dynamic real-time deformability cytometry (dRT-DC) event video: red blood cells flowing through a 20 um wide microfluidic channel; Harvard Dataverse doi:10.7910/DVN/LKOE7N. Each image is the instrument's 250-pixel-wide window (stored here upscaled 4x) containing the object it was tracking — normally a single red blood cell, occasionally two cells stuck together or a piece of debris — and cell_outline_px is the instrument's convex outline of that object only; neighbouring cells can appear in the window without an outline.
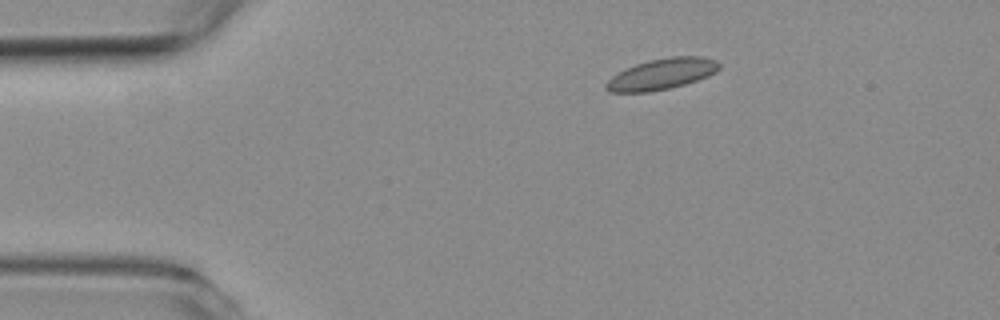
{"species": "common noctule bat (a hibernating species)", "species_latin": "Nyctalus noctula", "temperature_condition": "room temperature", "stored_images_in_passage": 5, "camera_frame_rate_fps": 3000, "um_per_image_px": 0.085, "animal": {"sex": "female", "body_mass_g": 19.3, "forearm_length_mm": 54.1}, "frame": {"image": 1, "passage_image": 2, "time_ms": 1.333, "image_size_px": [1000, 320], "cell_outline_px": [[720, 68], [716, 72], [708, 76], [684, 84], [668, 88], [648, 92], [608, 92], [604, 88], [604, 84], [612, 76], [624, 68], [648, 60], [672, 56], [704, 56], [716, 60], [720, 64]], "centroid_in_image_um": [56.23, 6.28], "position_along_channel_um": 28.8, "area_um2": 20.52}}
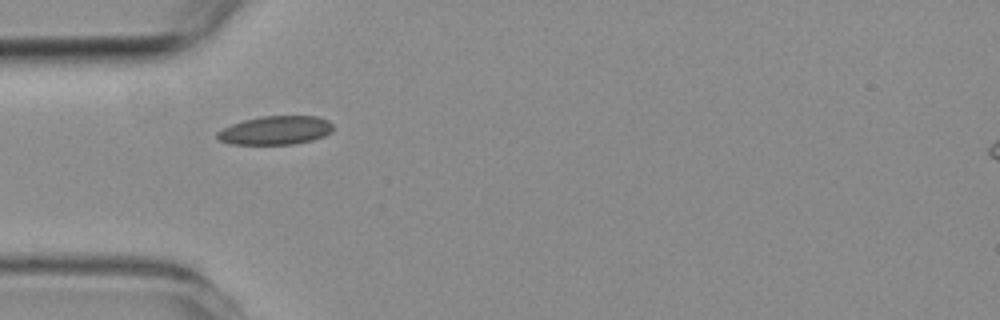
{"frame": {"image": 2, "passage_image": 4, "time_ms": 3.667, "image_size_px": [1000, 320], "cell_outline_px": [[332, 132], [324, 136], [312, 140], [292, 144], [232, 144], [220, 140], [216, 136], [216, 132], [232, 124], [244, 120], [260, 116], [316, 116], [328, 120], [332, 124]], "centroid_in_image_um": [23.43, 11.07], "position_along_channel_um": 61.6, "area_um2": 19.25}}
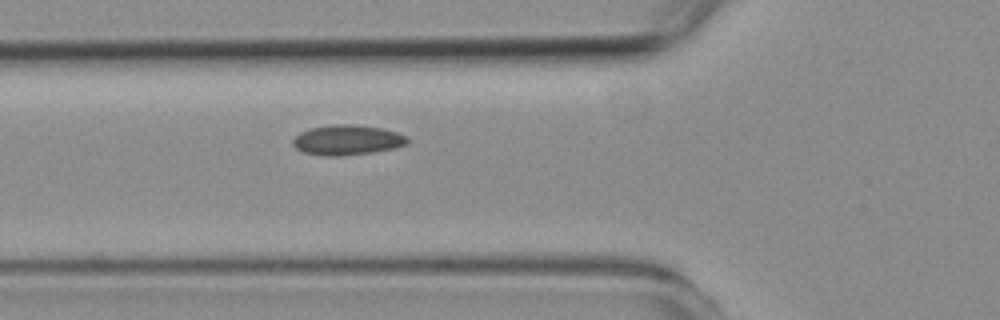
{"frame": {"image": 3, "passage_image": 5, "time_ms": 4.667, "image_size_px": [1000, 320], "cell_outline_px": [[408, 144], [396, 148], [372, 152], [336, 156], [328, 156], [304, 152], [296, 148], [292, 144], [292, 140], [300, 132], [312, 128], [336, 124], [352, 124], [384, 128], [408, 136]], "centroid_in_image_um": [29.55, 11.89], "position_along_channel_um": 96.2, "area_um2": 20.0}}